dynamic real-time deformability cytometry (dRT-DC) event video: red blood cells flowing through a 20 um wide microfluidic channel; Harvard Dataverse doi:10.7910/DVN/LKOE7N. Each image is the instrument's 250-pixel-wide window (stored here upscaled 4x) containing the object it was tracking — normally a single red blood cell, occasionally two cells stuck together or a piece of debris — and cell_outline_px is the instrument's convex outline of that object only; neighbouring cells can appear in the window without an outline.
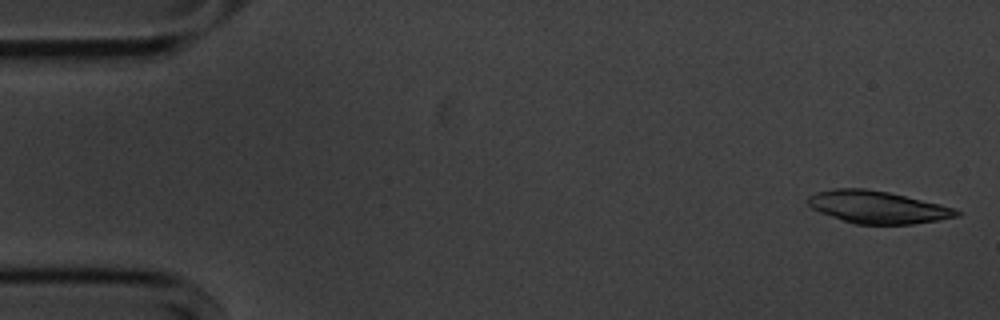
{"species": "common noctule bat (a hibernating species)", "species_latin": "Nyctalus noctula", "temperature_condition": "cold", "stored_images_in_passage": 17, "camera_frame_rate_fps": 3000, "um_per_image_px": 0.085, "animal": {"sex": "male", "body_mass_g": 20.1, "forearm_length_mm": 53.5}, "frame": {"image": 1, "passage_image": 2, "time_ms": 0.333, "image_size_px": [1000, 320], "cell_outline_px": [[960, 216], [912, 224], [856, 224], [820, 212], [812, 208], [808, 204], [808, 196], [816, 192], [832, 188], [864, 188], [888, 192], [940, 204], [952, 208], [960, 212]], "centroid_in_image_um": [74.56, 17.59], "position_along_channel_um": 10.4, "area_um2": 27.74}}